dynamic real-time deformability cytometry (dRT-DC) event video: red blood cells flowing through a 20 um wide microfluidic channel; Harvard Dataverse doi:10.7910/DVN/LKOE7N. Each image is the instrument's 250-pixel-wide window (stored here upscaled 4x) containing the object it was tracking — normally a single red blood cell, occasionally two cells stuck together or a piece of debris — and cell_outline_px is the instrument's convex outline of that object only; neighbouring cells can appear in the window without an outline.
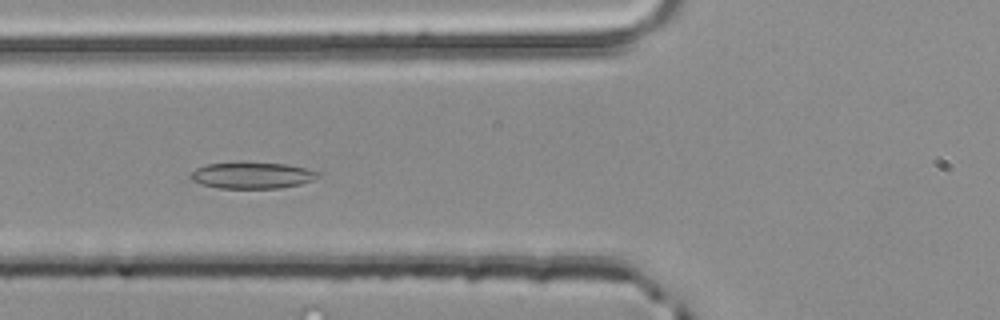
{"species": "common noctule bat (a hibernating species)", "species_latin": "Nyctalus noctula", "temperature_condition": "room temperature", "stored_images_in_passage": 24, "camera_frame_rate_fps": 3000, "um_per_image_px": 0.085, "animal": {"sex": "male", "body_mass_g": 20.4}, "frame": {"image": 1, "passage_image": 6, "time_ms": 1.667, "image_size_px": [1000, 320], "cell_outline_px": [[320, 176], [312, 180], [300, 184], [280, 188], [220, 188], [200, 184], [192, 180], [188, 176], [196, 168], [204, 164], [232, 160], [240, 160], [288, 164], [308, 168], [320, 172]], "centroid_in_image_um": [21.39, 14.86], "position_along_channel_um": 104.4, "area_um2": 20.52}}
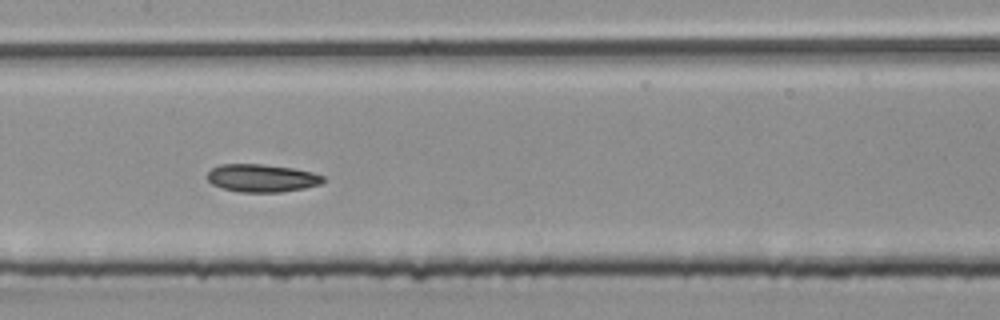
{"frame": {"image": 2, "passage_image": 12, "time_ms": 3.667, "image_size_px": [1000, 320], "cell_outline_px": [[324, 180], [320, 184], [304, 188], [280, 192], [240, 192], [224, 188], [212, 184], [208, 180], [208, 172], [212, 168], [220, 164], [260, 164], [292, 168], [312, 172], [324, 176]], "centroid_in_image_um": [22.25, 15.13], "position_along_channel_um": 185.1, "area_um2": 18.61}}
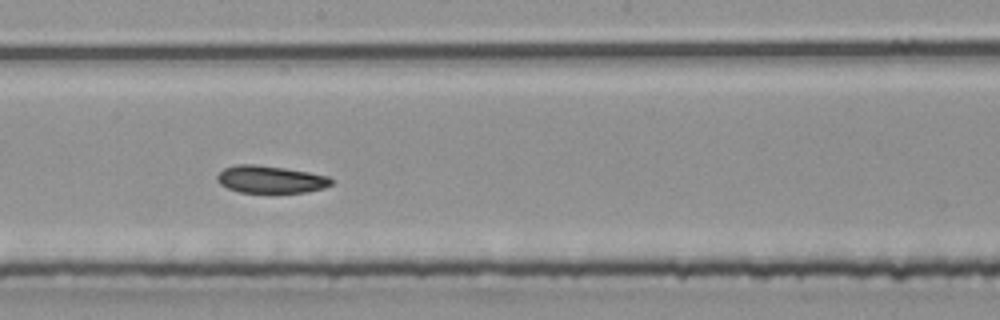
{"frame": {"image": 3, "passage_image": 15, "time_ms": 4.667, "image_size_px": [1000, 320], "cell_outline_px": [[332, 184], [324, 188], [304, 192], [240, 192], [228, 188], [220, 184], [216, 180], [216, 176], [224, 168], [236, 164], [256, 164], [284, 168], [308, 172], [328, 176], [332, 180]], "centroid_in_image_um": [22.97, 15.24], "position_along_channel_um": 225.2, "area_um2": 18.09}}